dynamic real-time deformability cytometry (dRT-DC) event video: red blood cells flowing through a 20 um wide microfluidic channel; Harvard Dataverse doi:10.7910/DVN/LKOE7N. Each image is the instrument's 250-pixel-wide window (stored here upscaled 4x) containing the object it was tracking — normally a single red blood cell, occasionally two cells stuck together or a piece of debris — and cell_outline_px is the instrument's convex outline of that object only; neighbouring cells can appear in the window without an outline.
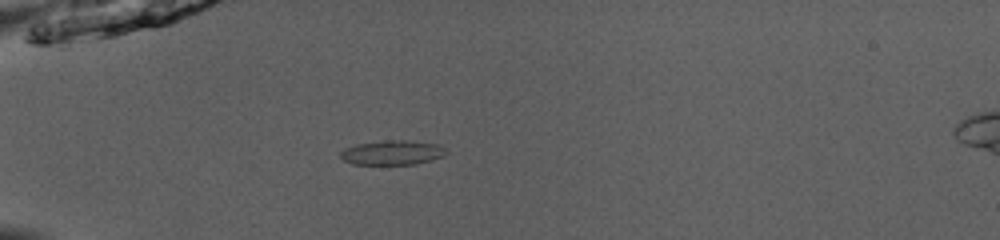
{"species": "common noctule bat (a hibernating species)", "species_latin": "Nyctalus noctula", "temperature_condition": "room temperature", "stored_images_in_passage": 37, "camera_frame_rate_fps": 3000, "um_per_image_px": 0.085, "animal": {"sex": "male", "body_mass_g": 13.0, "forearm_length_mm": 53.1}, "frame": {"image": 1, "passage_image": 2, "time_ms": 0.333, "image_size_px": [1000, 240], "cell_outline_px": [[448, 152], [444, 156], [416, 164], [352, 164], [344, 160], [340, 156], [340, 152], [344, 148], [356, 144], [384, 140], [408, 140], [436, 144], [444, 148]], "centroid_in_image_um": [33.33, 12.97], "position_along_channel_um": 51.7, "area_um2": 15.09}}
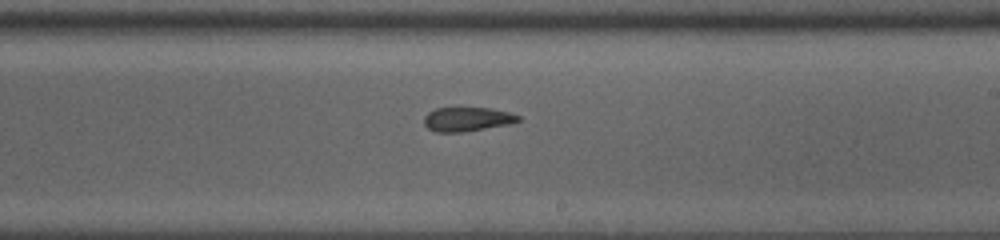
{"frame": {"image": 2, "passage_image": 18, "time_ms": 5.667, "image_size_px": [1000, 240], "cell_outline_px": [[520, 120], [508, 124], [464, 132], [436, 132], [428, 128], [424, 124], [424, 116], [428, 112], [436, 108], [492, 108], [508, 112], [520, 116]], "centroid_in_image_um": [39.68, 10.13], "position_along_channel_um": 249.3, "area_um2": 13.18}}
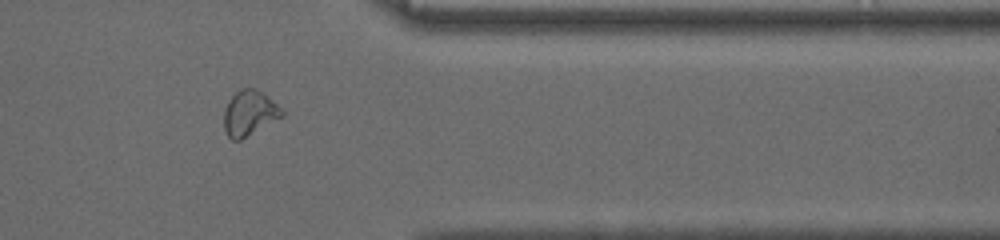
{"frame": {"image": 3, "passage_image": 29, "time_ms": 9.333, "image_size_px": [1000, 240], "cell_outline_px": [[284, 116], [240, 140], [232, 140], [228, 136], [224, 128], [224, 108], [228, 100], [240, 88], [252, 88], [260, 92], [276, 104], [284, 112]], "centroid_in_image_um": [21.17, 9.63], "position_along_channel_um": 390.2, "area_um2": 15.03}, "authors_computed_cell_mechanics": {"area_um2": 14.3922, "velocity_mm_per_s": 4.0183, "shape_relaxation_time_tau1_ms": null, "shape_relaxation_time_tau2_ms": 1.8367, "deformation_change_tau1": null, "deformation_change_tau2": 0.0841}}